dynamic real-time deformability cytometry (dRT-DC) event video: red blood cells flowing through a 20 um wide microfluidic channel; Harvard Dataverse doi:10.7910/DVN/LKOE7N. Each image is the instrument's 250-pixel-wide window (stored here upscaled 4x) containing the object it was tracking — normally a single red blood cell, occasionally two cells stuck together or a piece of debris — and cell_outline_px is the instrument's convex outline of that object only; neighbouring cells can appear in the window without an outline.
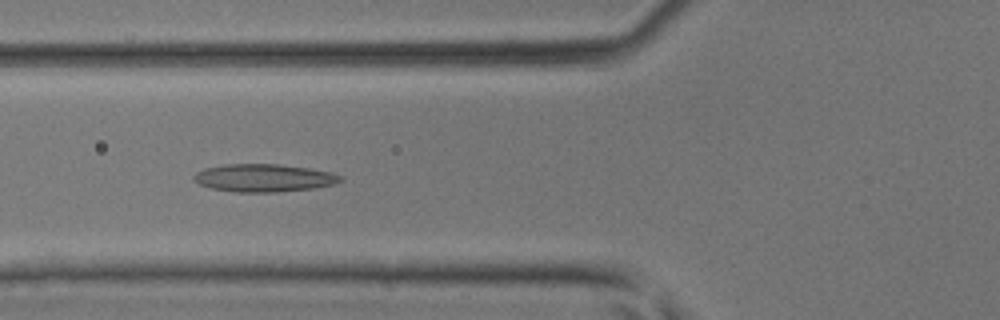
{"species": "common noctule bat (a hibernating species)", "species_latin": "Nyctalus noctula", "temperature_condition": "room temperature", "stored_images_in_passage": 42, "camera_frame_rate_fps": 3000, "um_per_image_px": 0.085, "animal": {"sex": "male", "body_mass_g": 17.9, "forearm_length_mm": 54.2}, "frame": {"image": 1, "passage_image": 15, "time_ms": 4.667, "image_size_px": [1000, 320], "cell_outline_px": [[344, 180], [332, 184], [312, 188], [276, 192], [236, 192], [212, 188], [200, 184], [192, 176], [196, 172], [204, 168], [224, 164], [276, 164], [308, 168], [332, 172], [344, 176]], "centroid_in_image_um": [22.44, 15.11], "position_along_channel_um": 103.4, "area_um2": 23.64}}
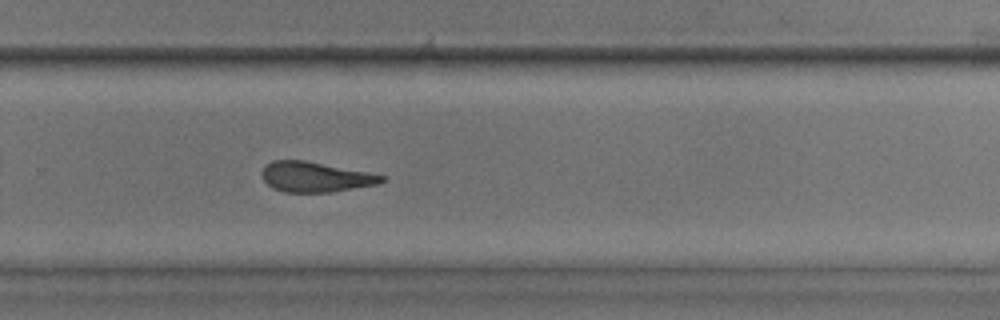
{"frame": {"image": 2, "passage_image": 28, "time_ms": 9.0, "image_size_px": [1000, 320], "cell_outline_px": [[388, 176], [384, 180], [376, 184], [332, 192], [284, 192], [272, 188], [260, 176], [260, 172], [264, 164], [272, 160], [304, 160], [368, 172]], "centroid_in_image_um": [26.75, 15.03], "position_along_channel_um": 303.1, "area_um2": 21.15}}
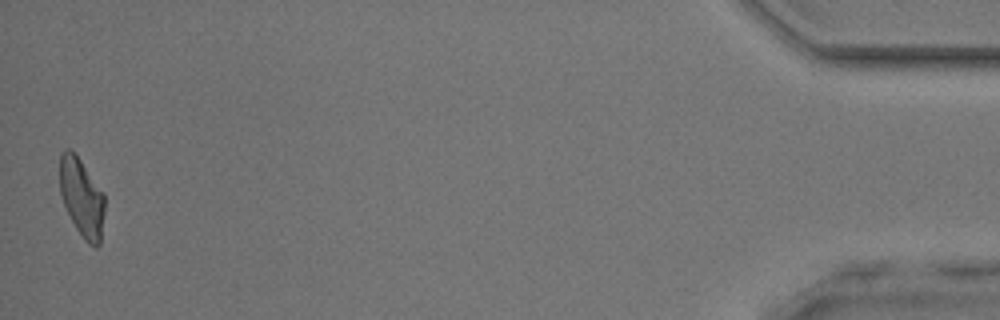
{"frame": {"image": 3, "passage_image": 42, "time_ms": 13.667, "image_size_px": [1000, 320], "cell_outline_px": [[104, 212], [100, 244], [96, 248], [88, 244], [84, 240], [76, 228], [64, 204], [60, 192], [60, 152], [64, 148], [68, 148], [80, 160], [104, 192]], "centroid_in_image_um": [6.96, 16.8], "position_along_channel_um": 428.2, "area_um2": 20.4}}